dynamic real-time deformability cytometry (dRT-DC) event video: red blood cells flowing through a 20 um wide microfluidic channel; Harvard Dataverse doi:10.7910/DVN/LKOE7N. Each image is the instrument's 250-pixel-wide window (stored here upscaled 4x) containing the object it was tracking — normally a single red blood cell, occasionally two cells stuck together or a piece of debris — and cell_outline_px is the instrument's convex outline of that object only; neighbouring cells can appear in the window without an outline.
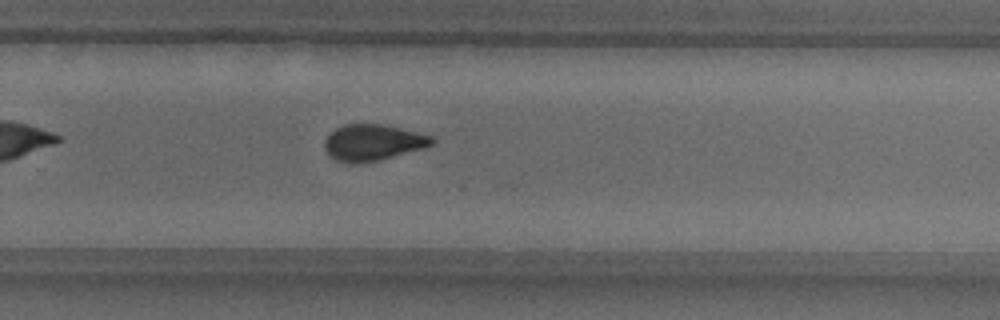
{"species": "common noctule bat (a hibernating species)", "species_latin": "Nyctalus noctula", "temperature_condition": "warm", "stored_images_in_passage": 35, "camera_frame_rate_fps": 3000, "um_per_image_px": 0.085, "animal": {"sex": "male", "body_mass_g": 18.8}, "frame": {"image": 1, "passage_image": 20, "time_ms": 6.333, "image_size_px": [1000, 320], "cell_outline_px": [[436, 140], [432, 144], [424, 148], [376, 160], [352, 164], [348, 164], [336, 160], [328, 156], [324, 148], [324, 140], [336, 128], [344, 124], [380, 124], [400, 128], [432, 136]], "centroid_in_image_um": [31.65, 12.11], "position_along_channel_um": 298.1, "area_um2": 22.48}}